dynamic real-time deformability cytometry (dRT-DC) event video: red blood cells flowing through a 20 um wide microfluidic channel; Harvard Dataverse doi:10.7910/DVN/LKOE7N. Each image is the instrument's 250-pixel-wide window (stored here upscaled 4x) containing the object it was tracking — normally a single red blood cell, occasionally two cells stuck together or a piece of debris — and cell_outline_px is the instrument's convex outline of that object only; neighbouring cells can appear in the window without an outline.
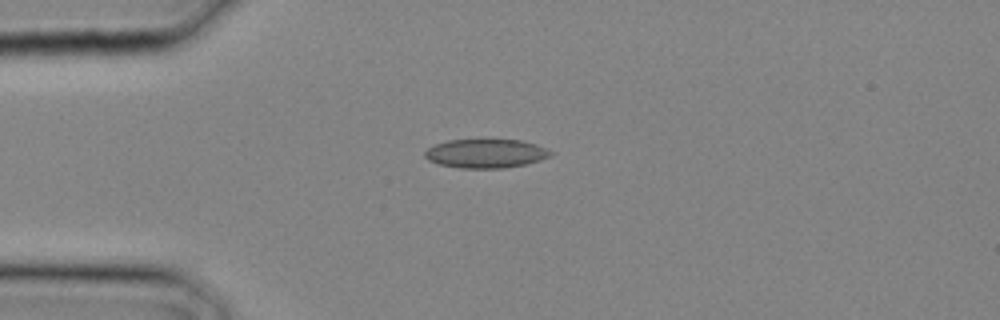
{"species": "common noctule bat (a hibernating species)", "species_latin": "Nyctalus noctula", "temperature_condition": "cold", "stored_images_in_passage": 2, "camera_frame_rate_fps": 3000, "um_per_image_px": 0.085, "animal": {"sex": "male", "body_mass_g": 20.4}, "frame": {"image": 1, "passage_image": 2, "time_ms": 0.333, "image_size_px": [1000, 320], "cell_outline_px": [[552, 152], [548, 156], [540, 160], [524, 164], [504, 168], [460, 168], [440, 164], [428, 160], [424, 156], [424, 152], [428, 148], [436, 144], [448, 140], [524, 140], [536, 144]], "centroid_in_image_um": [41.26, 13.04], "position_along_channel_um": 43.7, "area_um2": 20.92}}